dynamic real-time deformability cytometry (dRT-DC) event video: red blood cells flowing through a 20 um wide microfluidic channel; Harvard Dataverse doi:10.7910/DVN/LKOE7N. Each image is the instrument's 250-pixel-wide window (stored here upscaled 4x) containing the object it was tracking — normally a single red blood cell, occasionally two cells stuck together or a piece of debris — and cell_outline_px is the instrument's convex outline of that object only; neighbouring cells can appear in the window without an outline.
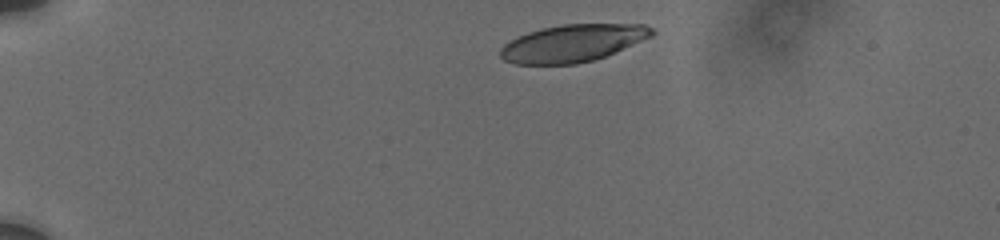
{"species": "human", "species_latin": "Homo sapiens", "temperature_condition": "cold", "stored_images_in_passage": 8, "camera_frame_rate_fps": 3000, "um_per_image_px": 0.085, "donor": {"sex": "male"}, "frame": {"image": 1, "passage_image": 1, "time_ms": 0.0, "image_size_px": [1000, 240], "cell_outline_px": [[656, 32], [652, 36], [604, 56], [592, 60], [576, 64], [516, 64], [504, 60], [500, 56], [500, 48], [504, 44], [528, 32], [544, 28], [564, 24], [644, 24], [652, 28]], "centroid_in_image_um": [48.68, 3.67], "position_along_channel_um": 36.3, "area_um2": 32.54}}
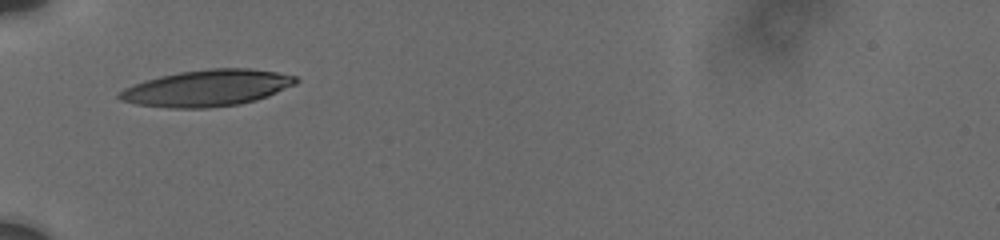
{"frame": {"image": 2, "passage_image": 5, "time_ms": 2.667, "image_size_px": [1000, 240], "cell_outline_px": [[300, 80], [296, 84], [268, 96], [256, 100], [240, 104], [204, 108], [168, 108], [136, 104], [120, 100], [116, 96], [124, 88], [160, 76], [180, 72], [212, 68], [248, 68], [276, 72], [296, 76]], "centroid_in_image_um": [17.63, 7.49], "position_along_channel_um": 67.4, "area_um2": 37.34}}
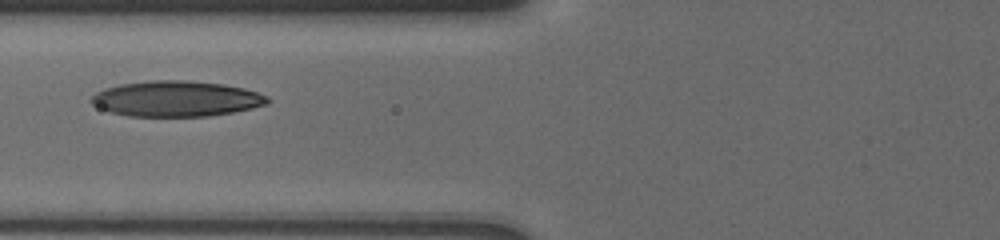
{"frame": {"image": 3, "passage_image": 7, "time_ms": 4.0, "image_size_px": [1000, 240], "cell_outline_px": [[272, 100], [268, 104], [252, 108], [232, 112], [208, 116], [128, 116], [112, 112], [100, 108], [92, 104], [88, 100], [96, 92], [104, 88], [120, 84], [148, 80], [188, 80], [224, 84], [244, 88], [268, 96]], "centroid_in_image_um": [14.98, 8.38], "position_along_channel_um": 110.8, "area_um2": 36.76}}